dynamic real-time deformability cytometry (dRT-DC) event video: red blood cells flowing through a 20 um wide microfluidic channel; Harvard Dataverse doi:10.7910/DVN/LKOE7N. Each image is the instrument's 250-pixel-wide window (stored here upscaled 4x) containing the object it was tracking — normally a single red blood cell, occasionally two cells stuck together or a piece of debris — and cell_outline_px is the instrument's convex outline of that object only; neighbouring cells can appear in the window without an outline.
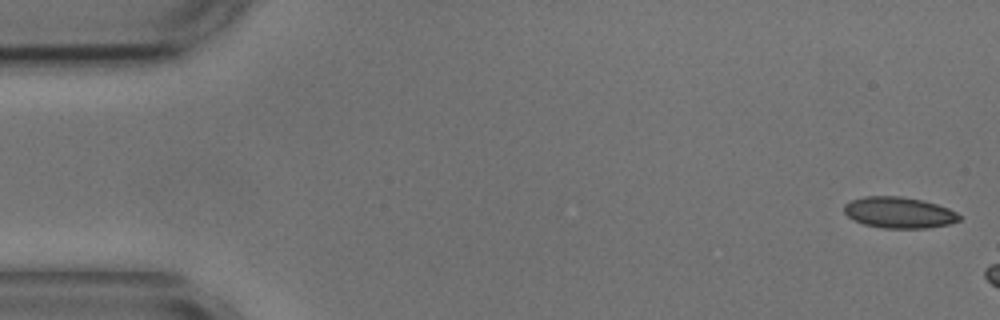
{"species": "common noctule bat (a hibernating species)", "species_latin": "Nyctalus noctula", "temperature_condition": "cold", "stored_images_in_passage": 6, "camera_frame_rate_fps": 3000, "um_per_image_px": 0.085, "animal": {"sex": "male", "body_mass_g": 17.9, "forearm_length_mm": 54.2}, "frame": {"image": 1, "passage_image": 1, "time_ms": 0.0, "image_size_px": [1000, 320], "cell_outline_px": [[960, 220], [948, 224], [928, 228], [884, 228], [864, 224], [848, 216], [844, 212], [844, 204], [852, 200], [864, 196], [900, 196], [920, 200], [936, 204], [948, 208], [956, 212], [960, 216]], "centroid_in_image_um": [76.41, 18.06], "position_along_channel_um": 8.6, "area_um2": 20.69}}